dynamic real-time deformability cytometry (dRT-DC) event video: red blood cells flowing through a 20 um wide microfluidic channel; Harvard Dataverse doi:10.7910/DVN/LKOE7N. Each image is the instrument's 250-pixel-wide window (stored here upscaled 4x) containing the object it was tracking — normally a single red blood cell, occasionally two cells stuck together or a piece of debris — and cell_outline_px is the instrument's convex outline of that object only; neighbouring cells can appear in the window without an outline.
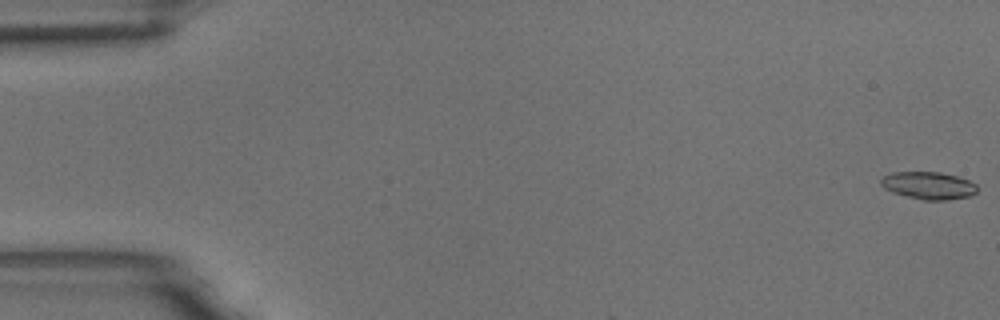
{"species": "common noctule bat (a hibernating species)", "species_latin": "Nyctalus noctula", "temperature_condition": "room temperature", "stored_images_in_passage": 5, "camera_frame_rate_fps": 3000, "um_per_image_px": 0.085, "animal": {"sex": "male", "body_mass_g": 18.8}, "frame": {"image": 1, "passage_image": 1, "time_ms": 0.0, "image_size_px": [1000, 320], "cell_outline_px": [[976, 192], [972, 196], [948, 200], [924, 200], [892, 192], [884, 188], [880, 184], [880, 180], [884, 176], [892, 172], [940, 172], [956, 176], [968, 180], [976, 184]], "centroid_in_image_um": [78.93, 15.77], "position_along_channel_um": 6.1, "area_um2": 15.37}}